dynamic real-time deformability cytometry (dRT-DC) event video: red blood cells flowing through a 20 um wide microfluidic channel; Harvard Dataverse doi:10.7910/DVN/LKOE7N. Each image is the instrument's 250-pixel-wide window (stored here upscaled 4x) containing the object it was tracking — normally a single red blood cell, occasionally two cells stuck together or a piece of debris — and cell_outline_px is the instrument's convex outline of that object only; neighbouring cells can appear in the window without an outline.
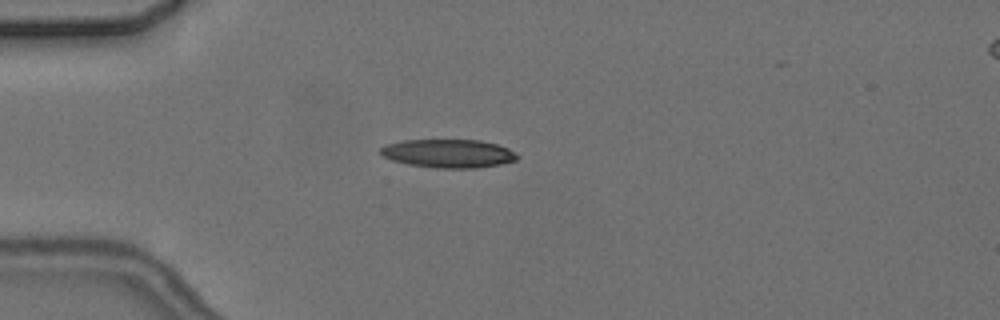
{"species": "common noctule bat (a hibernating species)", "species_latin": "Nyctalus noctula", "temperature_condition": "cold", "stored_images_in_passage": 3, "camera_frame_rate_fps": 3000, "um_per_image_px": 0.085, "animal": {"sex": "female", "body_mass_g": 24.6, "forearm_length_mm": 56.2}, "frame": {"image": 1, "passage_image": 1, "time_ms": 0.0, "image_size_px": [1000, 320], "cell_outline_px": [[520, 156], [516, 160], [500, 164], [476, 168], [436, 168], [408, 164], [392, 160], [384, 156], [380, 152], [380, 148], [388, 144], [404, 140], [480, 140], [496, 144], [508, 148], [516, 152]], "centroid_in_image_um": [38.15, 13.05], "position_along_channel_um": 46.9, "area_um2": 22.6}}
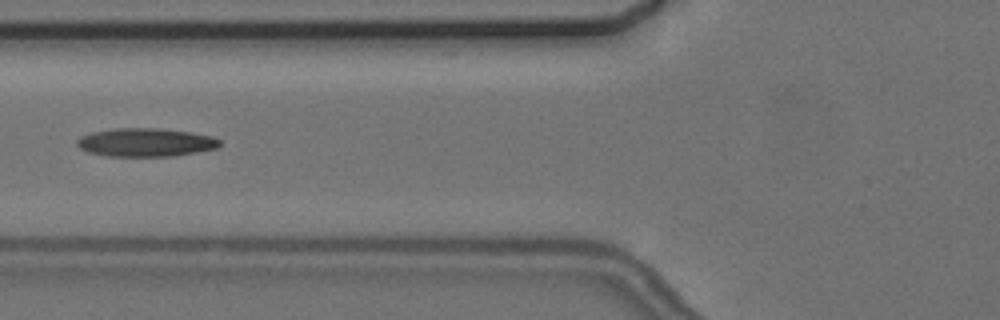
{"frame": {"image": 2, "passage_image": 3, "time_ms": 2.333, "image_size_px": [1000, 320], "cell_outline_px": [[220, 144], [216, 148], [196, 152], [172, 156], [108, 156], [88, 152], [80, 148], [76, 144], [76, 140], [80, 136], [92, 132], [116, 128], [160, 128], [192, 132], [212, 136], [220, 140]], "centroid_in_image_um": [12.36, 12.09], "position_along_channel_um": 113.4, "area_um2": 23.64}}